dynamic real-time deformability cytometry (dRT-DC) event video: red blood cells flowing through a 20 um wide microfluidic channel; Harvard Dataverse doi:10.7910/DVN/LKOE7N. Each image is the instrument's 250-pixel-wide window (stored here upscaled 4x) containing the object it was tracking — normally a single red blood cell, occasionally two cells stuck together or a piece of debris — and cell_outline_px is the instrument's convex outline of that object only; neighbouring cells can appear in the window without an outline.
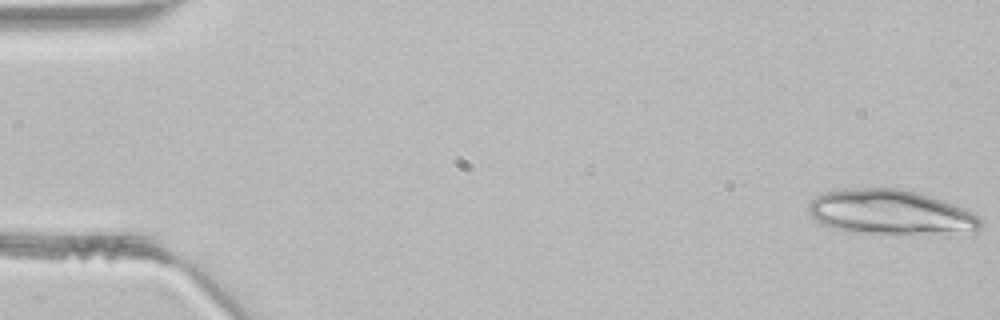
{"species": "common noctule bat (a hibernating species)", "species_latin": "Nyctalus noctula", "temperature_condition": "room temperature", "stored_images_in_passage": 14, "camera_frame_rate_fps": 3000, "um_per_image_px": 0.085, "animal": {"sex": "male", "body_mass_g": 21.5, "forearm_length_mm": 52.0}, "frame": {"image": 1, "passage_image": 1, "time_ms": 0.0, "image_size_px": [1000, 320], "cell_outline_px": [[980, 228], [976, 232], [848, 232], [820, 224], [808, 212], [808, 204], [816, 196], [824, 192], [844, 188], [900, 188], [932, 196], [964, 208], [972, 212], [980, 220]], "centroid_in_image_um": [75.63, 18.01], "position_along_channel_um": 9.4, "area_um2": 44.22}}